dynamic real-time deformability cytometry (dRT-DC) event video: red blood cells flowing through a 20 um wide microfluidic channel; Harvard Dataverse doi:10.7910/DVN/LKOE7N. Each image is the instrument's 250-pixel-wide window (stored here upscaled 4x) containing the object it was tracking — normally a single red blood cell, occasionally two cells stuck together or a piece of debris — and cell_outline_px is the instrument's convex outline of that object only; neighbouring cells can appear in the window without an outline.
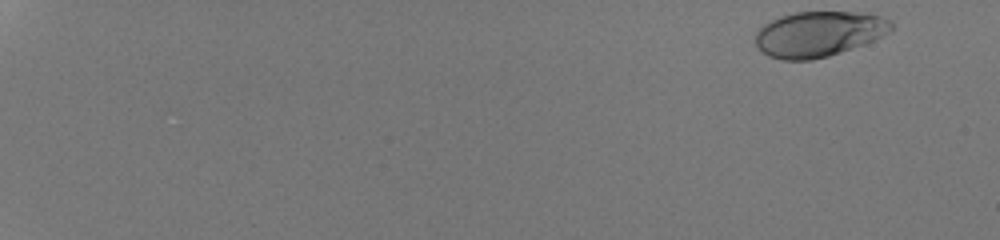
{"species": "human", "species_latin": "Homo sapiens", "temperature_condition": "room temperature", "stored_images_in_passage": 44, "camera_frame_rate_fps": 3000, "um_per_image_px": 0.085, "donor": {"sex": "male"}, "frame": {"image": 1, "passage_image": 1, "time_ms": 0.0, "image_size_px": [1000, 240], "cell_outline_px": [[892, 32], [864, 44], [828, 56], [812, 60], [784, 60], [768, 56], [756, 44], [756, 32], [764, 24], [780, 16], [796, 12], [868, 12], [892, 20]], "centroid_in_image_um": [69.64, 2.88], "position_along_channel_um": 15.4, "area_um2": 36.01}}
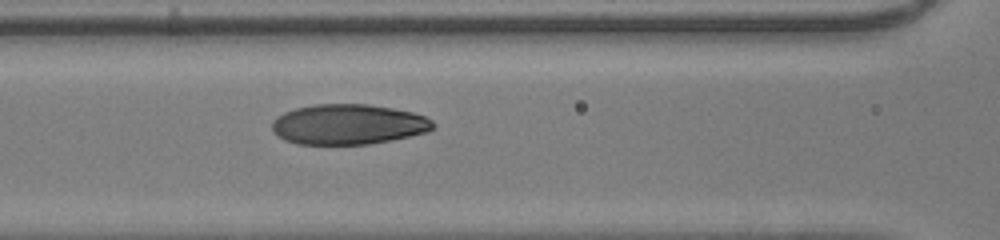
{"frame": {"image": 2, "passage_image": 26, "time_ms": 8.333, "image_size_px": [1000, 240], "cell_outline_px": [[436, 128], [428, 132], [392, 140], [368, 144], [296, 144], [284, 140], [272, 132], [272, 120], [276, 116], [284, 112], [296, 108], [316, 104], [368, 104], [392, 108], [412, 112], [424, 116], [432, 120], [436, 124]], "centroid_in_image_um": [29.6, 10.57], "position_along_channel_um": 137.0, "area_um2": 38.09}}
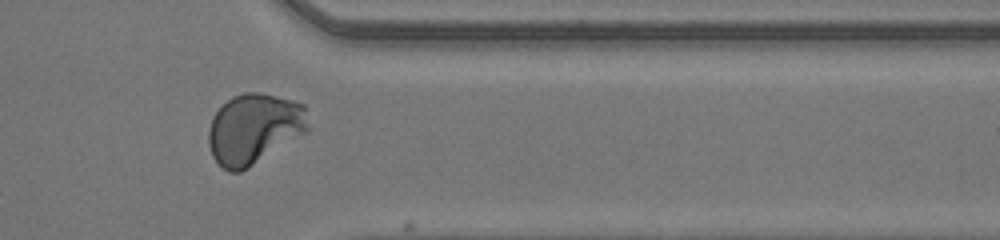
{"frame": {"image": 3, "passage_image": 44, "time_ms": 14.333, "image_size_px": [1000, 240], "cell_outline_px": [[308, 132], [248, 168], [240, 172], [228, 172], [212, 156], [208, 144], [208, 132], [212, 116], [232, 96], [244, 92], [260, 92], [292, 100], [304, 104], [308, 128]], "centroid_in_image_um": [21.59, 10.95], "position_along_channel_um": 389.8, "area_um2": 40.98}, "authors_computed_cell_mechanics": {"area_um2": 37.4544, "velocity_mm_per_s": 4.2475, "shape_relaxation_time_tau1_ms": 4.4093, "shape_relaxation_time_tau2_ms": null, "deformation_change_tau1": 0.2094, "deformation_change_tau2": null}}